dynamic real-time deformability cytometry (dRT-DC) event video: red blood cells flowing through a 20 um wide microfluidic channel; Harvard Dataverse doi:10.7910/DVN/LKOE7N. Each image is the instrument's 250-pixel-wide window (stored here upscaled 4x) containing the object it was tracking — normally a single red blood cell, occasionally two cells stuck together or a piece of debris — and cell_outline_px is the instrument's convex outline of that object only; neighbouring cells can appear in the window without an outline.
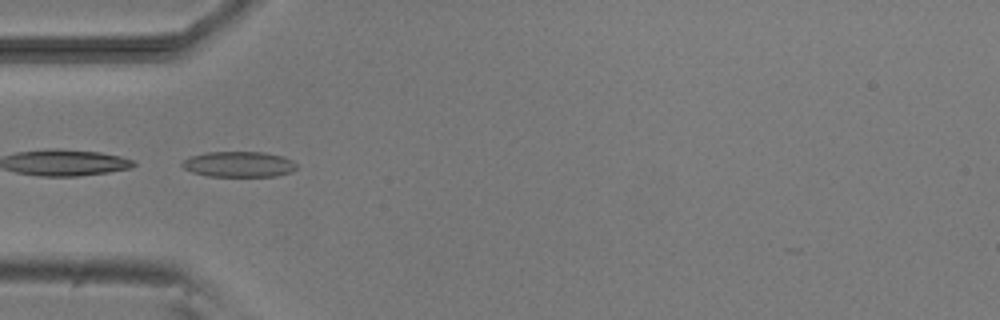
{"species": "common noctule bat (a hibernating species)", "species_latin": "Nyctalus noctula", "temperature_condition": "room temperature", "stored_images_in_passage": 6, "camera_frame_rate_fps": 3000, "um_per_image_px": 0.085, "animal": {"sex": "male", "body_mass_g": 20.5, "forearm_length_mm": 52.5}, "frame": {"image": 1, "passage_image": 5, "time_ms": 4.333, "image_size_px": [1000, 320], "cell_outline_px": [[296, 168], [292, 172], [276, 176], [208, 176], [192, 172], [184, 168], [180, 164], [184, 160], [192, 156], [204, 152], [264, 152], [284, 156], [292, 160], [296, 164]], "centroid_in_image_um": [20.32, 13.96], "position_along_channel_um": 64.7, "area_um2": 17.11}}